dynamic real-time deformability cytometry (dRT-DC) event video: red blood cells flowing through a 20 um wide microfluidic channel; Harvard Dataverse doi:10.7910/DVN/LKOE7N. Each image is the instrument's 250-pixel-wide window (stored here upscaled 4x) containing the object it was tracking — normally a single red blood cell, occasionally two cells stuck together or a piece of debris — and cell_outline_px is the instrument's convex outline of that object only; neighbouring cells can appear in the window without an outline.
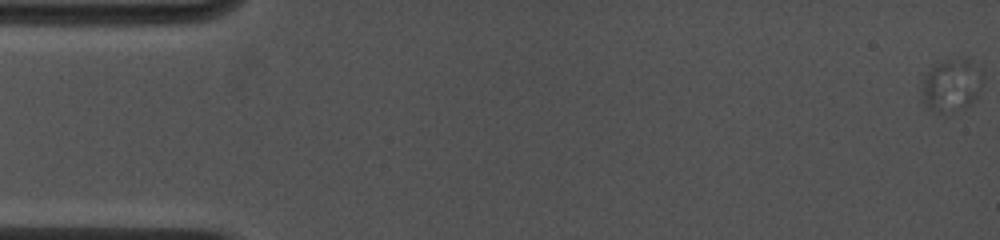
{"species": "common noctule bat (a hibernating species)", "species_latin": "Nyctalus noctula", "temperature_condition": "cold", "stored_images_in_passage": 53, "camera_frame_rate_fps": 4500, "um_per_image_px": 0.085, "animal": {"sex": "female", "body_mass_g": 19.0, "forearm_length_mm": 53.3}, "frame": {"image": 1, "passage_image": 1, "time_ms": 0.0, "image_size_px": [1000, 240], "cell_outline_px": [[984, 76], [976, 100], [964, 108], [940, 116], [928, 108], [924, 100], [920, 88], [920, 80], [936, 64], [944, 60], [960, 56], [964, 56], [980, 68]], "centroid_in_image_um": [80.87, 7.25], "position_along_channel_um": 4.1, "area_um2": 19.48}}
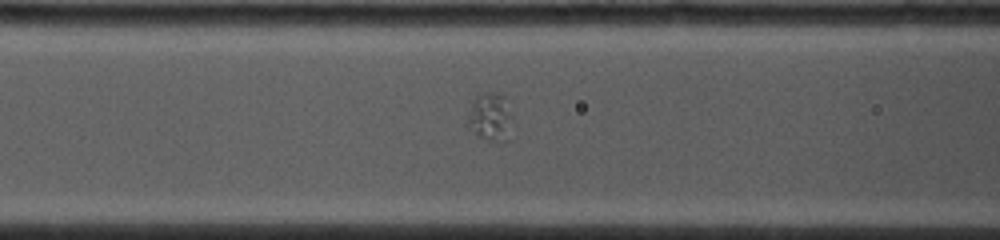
{"frame": {"image": 2, "passage_image": 23, "time_ms": 6.889, "image_size_px": [1000, 240], "cell_outline_px": [[512, 140], [488, 140], [480, 136], [468, 128], [468, 116], [472, 100], [480, 92], [504, 92], [512, 112]], "centroid_in_image_um": [41.74, 9.9], "position_along_channel_um": 124.9, "area_um2": 13.18}}
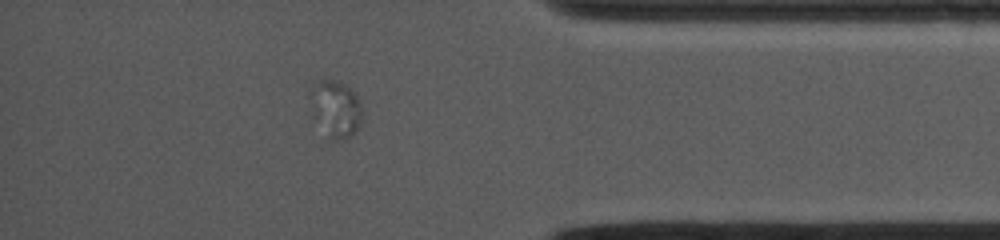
{"frame": {"image": 3, "passage_image": 46, "time_ms": 14.444, "image_size_px": [1000, 240], "cell_outline_px": [[364, 120], [356, 132], [352, 136], [336, 140], [332, 140], [328, 136], [308, 96], [308, 80], [336, 80], [344, 84], [356, 96], [364, 112]], "centroid_in_image_um": [28.56, 9.18], "position_along_channel_um": 406.6, "area_um2": 17.17}}